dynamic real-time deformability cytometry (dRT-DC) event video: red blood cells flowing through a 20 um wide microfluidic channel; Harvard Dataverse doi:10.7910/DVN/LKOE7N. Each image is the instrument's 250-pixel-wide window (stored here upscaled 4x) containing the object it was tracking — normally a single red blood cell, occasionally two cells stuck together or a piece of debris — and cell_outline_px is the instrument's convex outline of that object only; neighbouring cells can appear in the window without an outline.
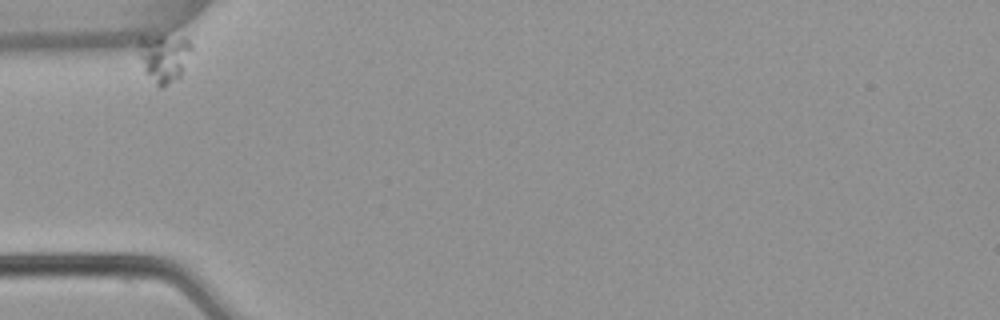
{"species": "common noctule bat (a hibernating species)", "species_latin": "Nyctalus noctula", "temperature_condition": "warm", "stored_images_in_passage": 43, "camera_frame_rate_fps": 3000, "um_per_image_px": 0.085, "animal": {"sex": "female", "body_mass_g": 22.7, "forearm_length_mm": 54.2}, "frame": {"image": 1, "passage_image": 1, "time_ms": 0.0, "image_size_px": [1000, 320], "cell_outline_px": [[192, 48], [180, 76], [176, 80], [160, 88], [156, 84], [144, 68], [140, 56], [140, 36], [184, 36], [192, 44]], "centroid_in_image_um": [13.98, 4.87], "position_along_channel_um": 71.0, "area_um2": 14.45}}
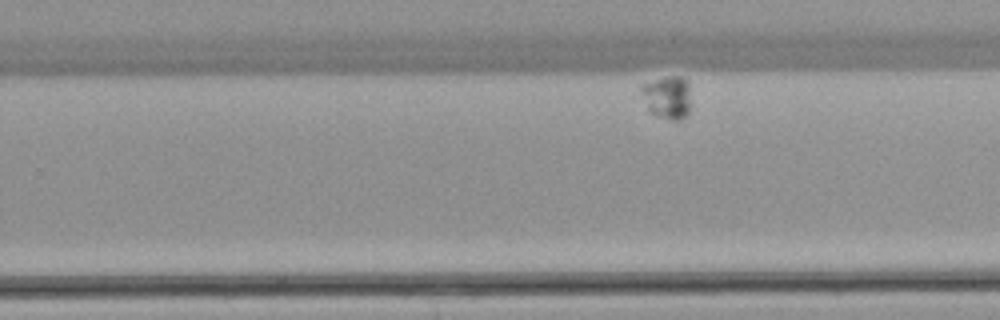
{"frame": {"image": 2, "passage_image": 31, "time_ms": 10.0, "image_size_px": [1000, 320], "cell_outline_px": [[688, 112], [680, 120], [672, 120], [656, 116], [648, 108], [640, 92], [640, 88], [644, 84], [664, 76], [680, 76], [688, 84]], "centroid_in_image_um": [56.68, 8.26], "position_along_channel_um": 273.1, "area_um2": 12.08}}
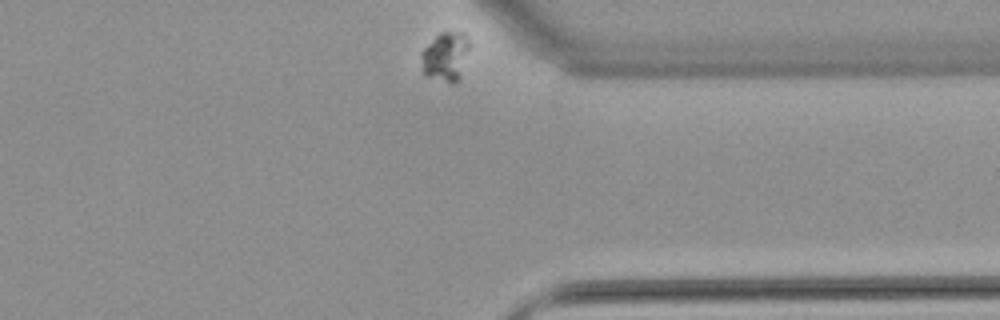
{"frame": {"image": 3, "passage_image": 43, "time_ms": 14.0, "image_size_px": [1000, 320], "cell_outline_px": [[468, 48], [460, 80], [452, 84], [424, 76], [420, 52], [440, 32], [464, 32], [468, 40]], "centroid_in_image_um": [37.85, 4.83], "position_along_channel_um": 373.5, "area_um2": 13.81}}